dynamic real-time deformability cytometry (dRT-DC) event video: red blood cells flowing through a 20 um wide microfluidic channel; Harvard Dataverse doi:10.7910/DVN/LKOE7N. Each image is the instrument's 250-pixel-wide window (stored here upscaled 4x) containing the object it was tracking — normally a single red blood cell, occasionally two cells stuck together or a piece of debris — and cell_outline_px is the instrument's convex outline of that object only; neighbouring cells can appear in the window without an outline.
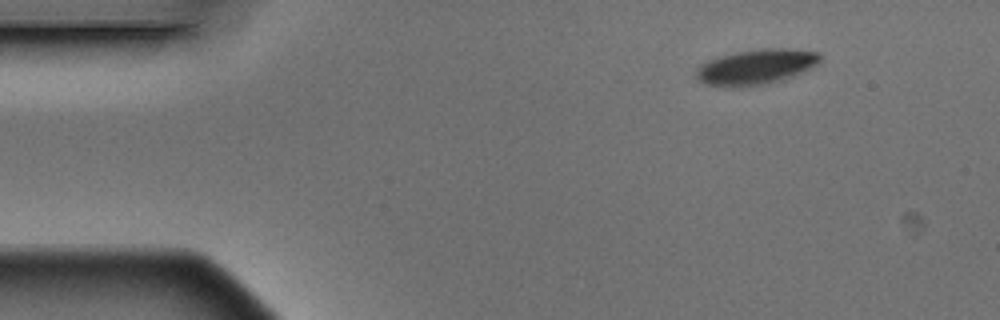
{"species": "Egyptian fruit bat (a non-hibernating species)", "species_latin": "Rousettus aegyptiacus", "temperature_condition": "warm", "stored_images_in_passage": 3, "camera_frame_rate_fps": 3000, "um_per_image_px": 0.085, "animal": {"sex": "male"}, "frame": {"image": 1, "passage_image": 1, "time_ms": 0.0, "image_size_px": [1000, 320], "cell_outline_px": [[820, 60], [816, 64], [784, 80], [768, 84], [728, 88], [704, 84], [696, 80], [696, 68], [700, 64], [708, 60], [720, 56], [736, 52], [764, 48], [792, 48], [820, 52]], "centroid_in_image_um": [64.21, 5.69], "position_along_channel_um": 20.8, "area_um2": 25.72}}